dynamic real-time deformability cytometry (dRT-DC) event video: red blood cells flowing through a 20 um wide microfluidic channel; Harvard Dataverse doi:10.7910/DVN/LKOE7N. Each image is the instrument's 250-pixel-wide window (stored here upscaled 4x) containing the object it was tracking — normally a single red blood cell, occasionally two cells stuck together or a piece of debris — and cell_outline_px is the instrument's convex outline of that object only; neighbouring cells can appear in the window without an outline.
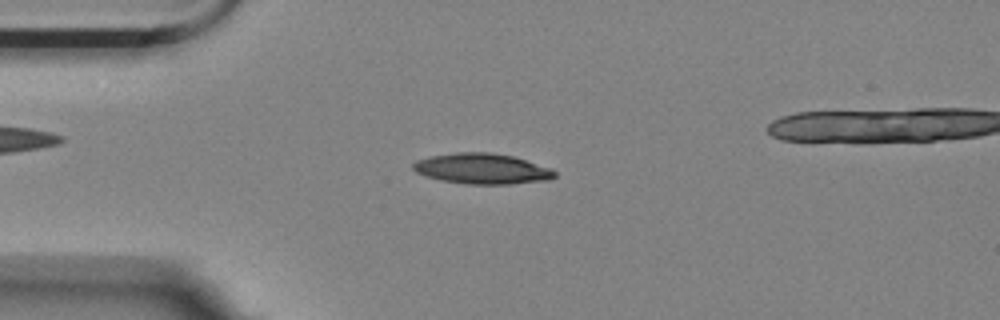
{"species": "Egyptian fruit bat (a non-hibernating species)", "species_latin": "Rousettus aegyptiacus", "temperature_condition": "room temperature", "stored_images_in_passage": 52, "camera_frame_rate_fps": 3000, "um_per_image_px": 0.085, "animal": {"sex": "female"}, "frame": {"image": 1, "passage_image": 13, "time_ms": 4.0, "image_size_px": [1000, 320], "cell_outline_px": [[556, 176], [548, 180], [512, 184], [464, 184], [440, 180], [416, 172], [412, 168], [412, 164], [416, 160], [428, 156], [456, 152], [492, 152], [512, 156], [552, 168], [556, 172]], "centroid_in_image_um": [40.97, 14.34], "position_along_channel_um": 44.0, "area_um2": 25.37}}
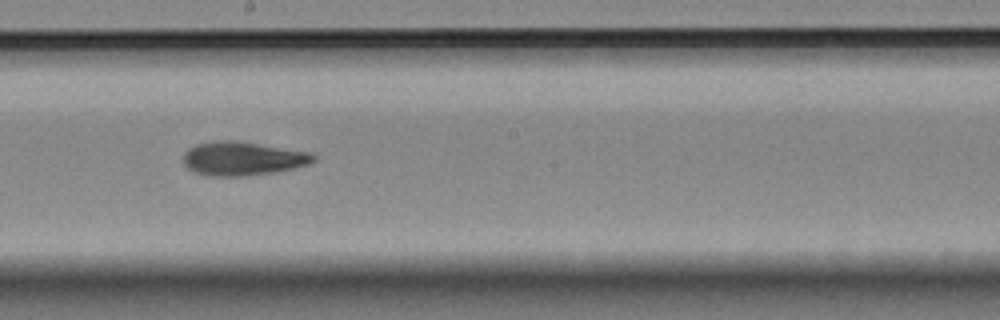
{"frame": {"image": 2, "passage_image": 30, "time_ms": 9.667, "image_size_px": [1000, 320], "cell_outline_px": [[316, 160], [308, 164], [276, 172], [244, 176], [212, 176], [196, 172], [188, 168], [184, 164], [184, 152], [188, 148], [196, 144], [216, 140], [232, 140], [308, 152], [316, 156]], "centroid_in_image_um": [20.59, 13.48], "position_along_channel_um": 227.6, "area_um2": 25.32}}
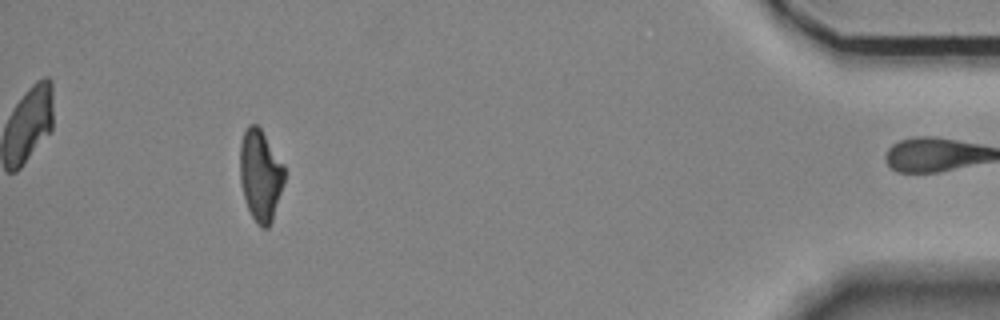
{"frame": {"image": 3, "passage_image": 51, "time_ms": 16.667, "image_size_px": [1000, 320], "cell_outline_px": [[284, 180], [272, 220], [268, 228], [260, 228], [256, 224], [248, 208], [240, 184], [240, 144], [244, 132], [248, 124], [256, 124], [260, 128], [284, 164]], "centroid_in_image_um": [22.12, 14.9], "position_along_channel_um": 413.1, "area_um2": 23.52}, "authors_computed_cell_mechanics": {"area_um2": 24.4783, "velocity_mm_per_s": 3.5371, "shape_relaxation_time_tau1_ms": 5.8238, "shape_relaxation_time_tau2_ms": 4.7269, "deformation_change_tau1": 0.1713, "deformation_change_tau2": 0.1274}}